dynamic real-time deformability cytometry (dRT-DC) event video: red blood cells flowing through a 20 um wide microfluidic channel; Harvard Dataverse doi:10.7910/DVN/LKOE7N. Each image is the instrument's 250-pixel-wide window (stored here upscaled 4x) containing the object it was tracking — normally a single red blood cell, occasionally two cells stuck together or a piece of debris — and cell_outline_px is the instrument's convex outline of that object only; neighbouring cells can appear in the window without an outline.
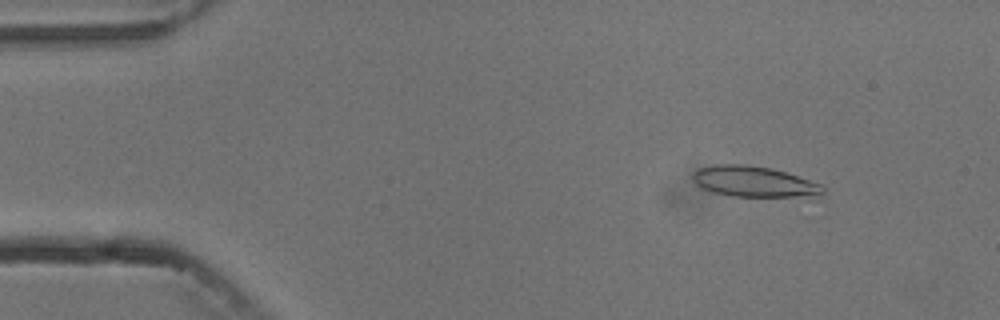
{"species": "common noctule bat (a hibernating species)", "species_latin": "Nyctalus noctula", "temperature_condition": "cold", "stored_images_in_passage": 9, "camera_frame_rate_fps": 3000, "um_per_image_px": 0.085, "animal": {"sex": "male", "body_mass_g": 13.3}, "frame": {"image": 1, "passage_image": 2, "time_ms": 1.0, "image_size_px": [1000, 320], "cell_outline_px": [[824, 192], [796, 196], [732, 196], [712, 192], [700, 188], [696, 184], [692, 176], [700, 168], [716, 164], [744, 164], [772, 168], [820, 184], [824, 188]], "centroid_in_image_um": [63.98, 15.42], "position_along_channel_um": 21.0, "area_um2": 22.66}}
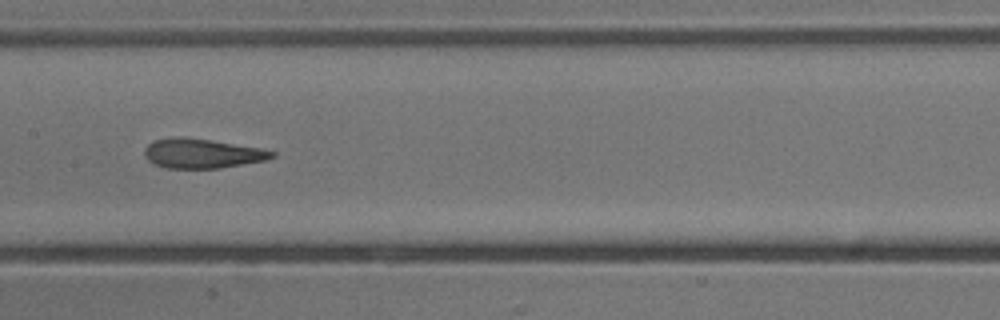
{"frame": {"image": 2, "passage_image": 7, "time_ms": 7.667, "image_size_px": [1000, 320], "cell_outline_px": [[276, 156], [264, 160], [220, 168], [168, 168], [152, 164], [144, 156], [144, 148], [152, 140], [180, 136], [184, 136], [212, 140], [260, 148], [276, 152]], "centroid_in_image_um": [17.13, 13.03], "position_along_channel_um": 190.3, "area_um2": 22.02}}
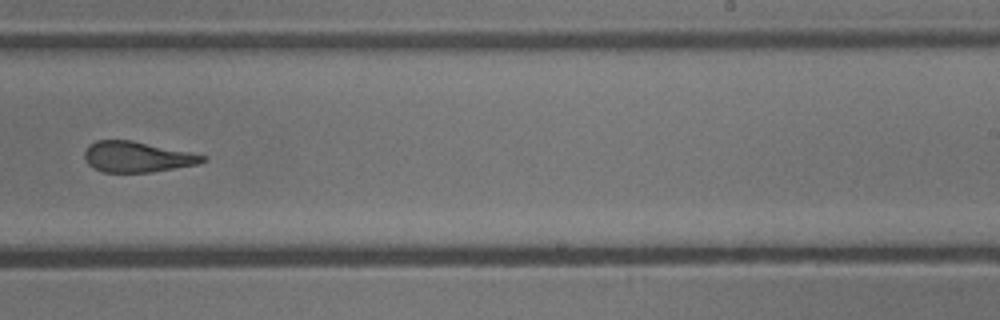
{"frame": {"image": 3, "passage_image": 9, "time_ms": 10.0, "image_size_px": [1000, 320], "cell_outline_px": [[208, 160], [196, 164], [152, 172], [104, 172], [88, 164], [84, 160], [84, 152], [88, 144], [96, 140], [132, 140], [208, 156]], "centroid_in_image_um": [11.63, 13.32], "position_along_channel_um": 277.4, "area_um2": 21.04}}